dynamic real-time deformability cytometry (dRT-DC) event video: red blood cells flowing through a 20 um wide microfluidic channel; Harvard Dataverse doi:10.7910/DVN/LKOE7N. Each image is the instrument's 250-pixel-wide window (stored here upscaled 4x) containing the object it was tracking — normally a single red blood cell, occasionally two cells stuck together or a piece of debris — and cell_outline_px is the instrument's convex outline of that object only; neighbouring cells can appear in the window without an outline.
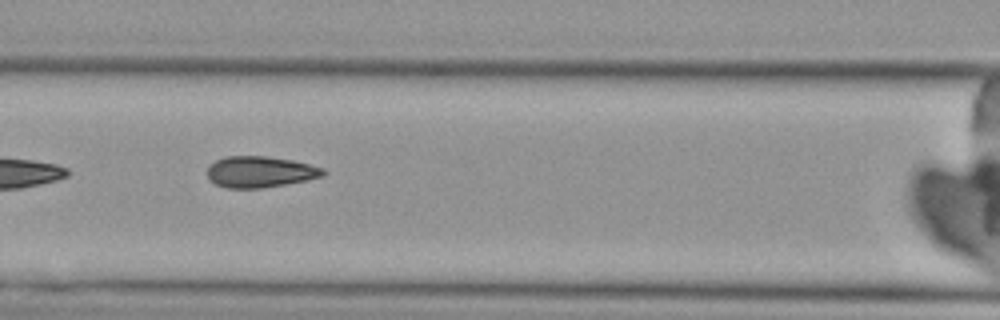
{"species": "Egyptian fruit bat (a non-hibernating species)", "species_latin": "Rousettus aegyptiacus", "temperature_condition": "cold", "stored_images_in_passage": 9, "segment_of_instrument_passage": [1, 2], "camera_frame_rate_fps": 3000, "um_per_image_px": 0.085, "animal": {"sex": "female"}, "frame": {"image": 1, "passage_image": 4, "time_ms": 4.333, "image_size_px": [1000, 320], "cell_outline_px": [[328, 172], [324, 176], [308, 180], [264, 188], [228, 188], [216, 184], [208, 176], [208, 164], [224, 156], [264, 156], [292, 160], [324, 168]], "centroid_in_image_um": [22.14, 14.6], "position_along_channel_um": 144.5, "area_um2": 21.15}}
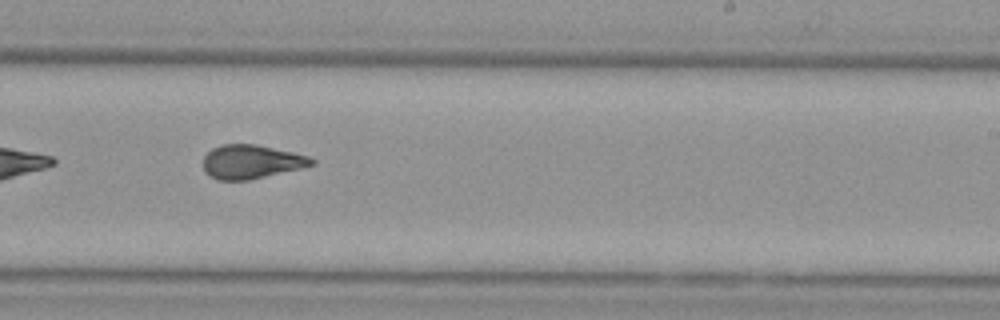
{"frame": {"image": 2, "passage_image": 7, "time_ms": 7.667, "image_size_px": [1000, 320], "cell_outline_px": [[316, 164], [304, 168], [248, 180], [220, 180], [204, 172], [204, 156], [212, 148], [224, 144], [256, 144], [292, 152], [308, 156], [316, 160]], "centroid_in_image_um": [21.4, 13.75], "position_along_channel_um": 267.6, "area_um2": 21.39}}
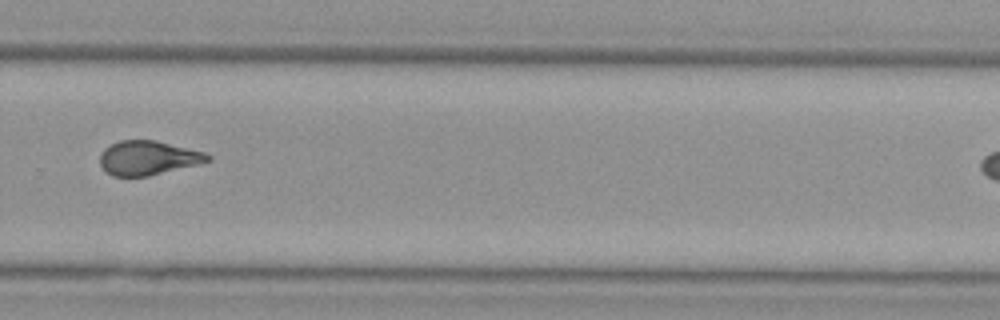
{"frame": {"image": 3, "passage_image": 8, "time_ms": 9.0, "image_size_px": [1000, 320], "cell_outline_px": [[212, 160], [148, 176], [112, 176], [100, 164], [100, 152], [104, 148], [120, 140], [156, 140], [204, 152], [212, 156]], "centroid_in_image_um": [12.57, 13.41], "position_along_channel_um": 317.2, "area_um2": 21.27}}